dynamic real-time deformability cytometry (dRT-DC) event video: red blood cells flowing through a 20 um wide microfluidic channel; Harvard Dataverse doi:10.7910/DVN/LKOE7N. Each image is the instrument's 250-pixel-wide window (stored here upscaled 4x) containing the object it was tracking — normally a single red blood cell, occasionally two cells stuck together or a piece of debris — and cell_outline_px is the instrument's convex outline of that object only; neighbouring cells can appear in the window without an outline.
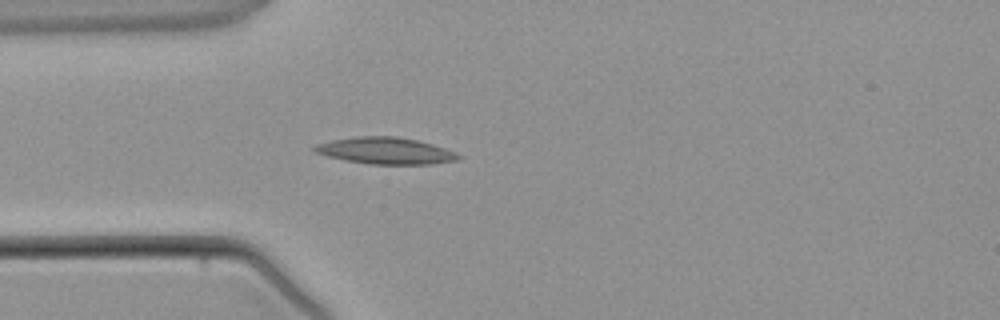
{"species": "common noctule bat (a hibernating species)", "species_latin": "Nyctalus noctula", "temperature_condition": "warm", "stored_images_in_passage": 3, "camera_frame_rate_fps": 3000, "um_per_image_px": 0.085, "animal": {"sex": "male", "body_mass_g": 21.5, "forearm_length_mm": 52.0}, "frame": {"image": 1, "passage_image": 3, "time_ms": 2.333, "image_size_px": [1000, 320], "cell_outline_px": [[464, 156], [456, 160], [432, 164], [368, 164], [344, 160], [312, 152], [312, 148], [316, 144], [332, 140], [356, 136], [396, 136], [416, 140], [432, 144], [456, 152]], "centroid_in_image_um": [32.75, 12.81], "position_along_channel_um": 52.2, "area_um2": 22.43}}